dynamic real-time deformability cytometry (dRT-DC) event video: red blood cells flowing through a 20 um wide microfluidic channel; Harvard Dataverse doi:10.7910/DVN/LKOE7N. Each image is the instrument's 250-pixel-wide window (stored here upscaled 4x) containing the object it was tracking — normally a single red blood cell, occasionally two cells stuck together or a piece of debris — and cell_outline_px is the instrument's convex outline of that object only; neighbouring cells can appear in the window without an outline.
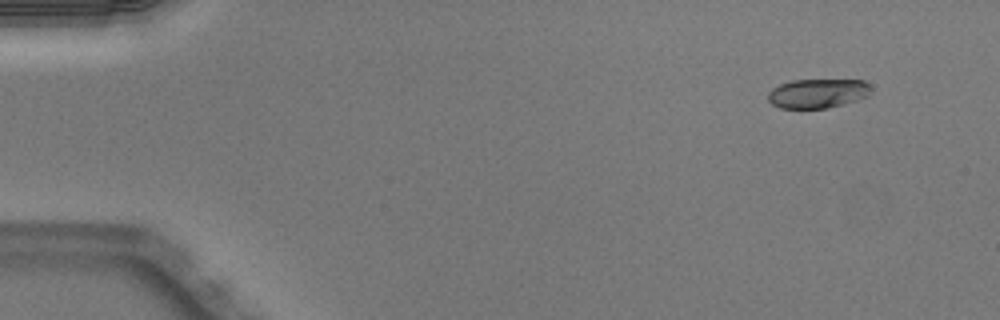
{"species": "Egyptian fruit bat (a non-hibernating species)", "species_latin": "Rousettus aegyptiacus", "temperature_condition": "warm", "stored_images_in_passage": 47, "camera_frame_rate_fps": 3000, "um_per_image_px": 0.085, "animal": {"sex": "male"}, "frame": {"image": 1, "passage_image": 1, "time_ms": 0.0, "image_size_px": [1000, 320], "cell_outline_px": [[872, 92], [868, 96], [844, 104], [828, 108], [780, 108], [772, 104], [768, 100], [768, 92], [772, 88], [780, 84], [792, 80], [864, 80], [872, 88]], "centroid_in_image_um": [69.51, 7.94], "position_along_channel_um": 15.5, "area_um2": 17.69}}
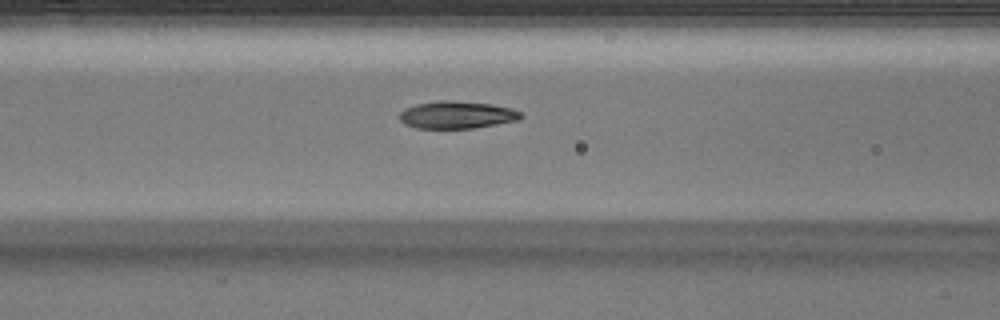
{"frame": {"image": 2, "passage_image": 18, "time_ms": 5.667, "image_size_px": [1000, 320], "cell_outline_px": [[524, 116], [520, 120], [472, 128], [416, 128], [404, 124], [400, 120], [400, 112], [404, 108], [416, 104], [440, 100], [452, 100], [492, 104], [512, 108], [520, 112]], "centroid_in_image_um": [38.84, 9.76], "position_along_channel_um": 127.8, "area_um2": 19.48}}
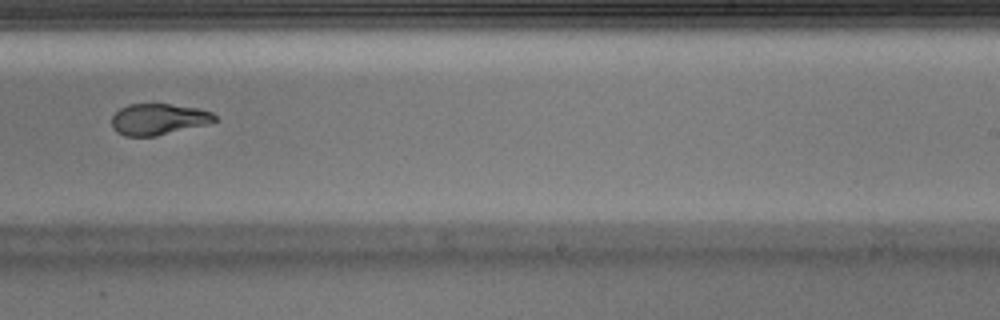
{"frame": {"image": 3, "passage_image": 29, "time_ms": 9.333, "image_size_px": [1000, 320], "cell_outline_px": [[216, 120], [204, 124], [156, 136], [124, 136], [116, 132], [112, 128], [112, 116], [120, 108], [128, 104], [168, 104], [200, 108], [212, 112], [216, 116]], "centroid_in_image_um": [13.42, 10.13], "position_along_channel_um": 275.6, "area_um2": 18.61}, "authors_computed_cell_mechanics": {"area_um2": 19.5942, "velocity_mm_per_s": 4.0383, "shape_relaxation_time_tau1_ms": 3.8831, "shape_relaxation_time_tau2_ms": 1.8631, "deformation_change_tau1": 0.18, "deformation_change_tau2": 0.0863}}